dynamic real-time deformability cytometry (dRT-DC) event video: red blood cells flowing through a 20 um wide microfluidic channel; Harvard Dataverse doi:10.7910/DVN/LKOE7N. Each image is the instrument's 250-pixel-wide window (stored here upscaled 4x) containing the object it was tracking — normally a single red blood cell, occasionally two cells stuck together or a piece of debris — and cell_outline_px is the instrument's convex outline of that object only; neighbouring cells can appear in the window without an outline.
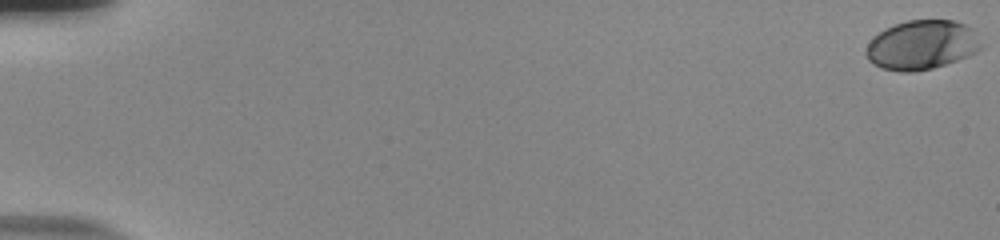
{"species": "human", "species_latin": "Homo sapiens", "temperature_condition": "room temperature", "stored_images_in_passage": 56, "camera_frame_rate_fps": 3000, "um_per_image_px": 0.085, "donor": {"sex": "male"}, "frame": {"image": 1, "passage_image": 1, "time_ms": 0.0, "image_size_px": [1000, 240], "cell_outline_px": [[984, 44], [976, 52], [968, 56], [932, 68], [912, 72], [900, 72], [880, 68], [872, 64], [868, 60], [864, 52], [872, 36], [896, 24], [908, 20], [956, 20], [972, 28]], "centroid_in_image_um": [78.35, 3.83], "position_along_channel_um": 6.7, "area_um2": 33.23}}
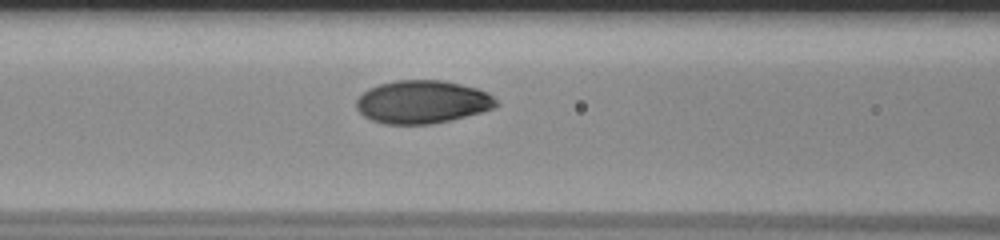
{"frame": {"image": 2, "passage_image": 26, "time_ms": 8.333, "image_size_px": [1000, 240], "cell_outline_px": [[500, 104], [492, 108], [480, 112], [452, 120], [432, 124], [384, 124], [372, 120], [364, 116], [356, 108], [356, 100], [368, 88], [380, 84], [396, 80], [440, 80], [460, 84], [476, 88], [492, 96]], "centroid_in_image_um": [35.87, 8.67], "position_along_channel_um": 130.7, "area_um2": 34.91}}
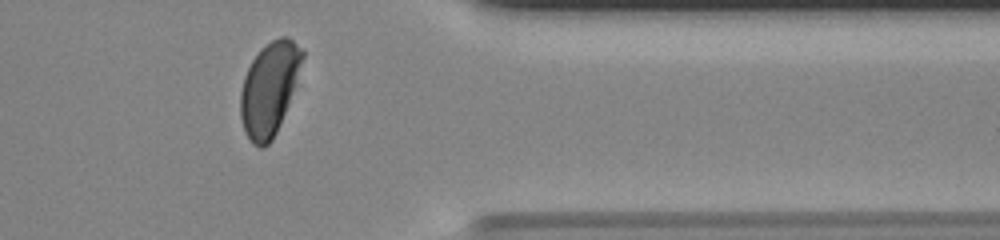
{"frame": {"image": 3, "passage_image": 47, "time_ms": 15.333, "image_size_px": [1000, 240], "cell_outline_px": [[304, 56], [288, 104], [280, 124], [272, 140], [264, 148], [260, 148], [252, 144], [244, 132], [240, 116], [240, 92], [244, 76], [252, 60], [260, 48], [272, 40], [280, 36], [288, 36], [304, 48]], "centroid_in_image_um": [22.88, 7.53], "position_along_channel_um": 388.5, "area_um2": 33.64}, "authors_computed_cell_mechanics": {"area_um2": 34.5355, "velocity_mm_per_s": 3.8193, "shape_relaxation_time_tau1_ms": 3.058, "shape_relaxation_time_tau2_ms": null, "deformation_change_tau1": 0.1521, "deformation_change_tau2": null}}